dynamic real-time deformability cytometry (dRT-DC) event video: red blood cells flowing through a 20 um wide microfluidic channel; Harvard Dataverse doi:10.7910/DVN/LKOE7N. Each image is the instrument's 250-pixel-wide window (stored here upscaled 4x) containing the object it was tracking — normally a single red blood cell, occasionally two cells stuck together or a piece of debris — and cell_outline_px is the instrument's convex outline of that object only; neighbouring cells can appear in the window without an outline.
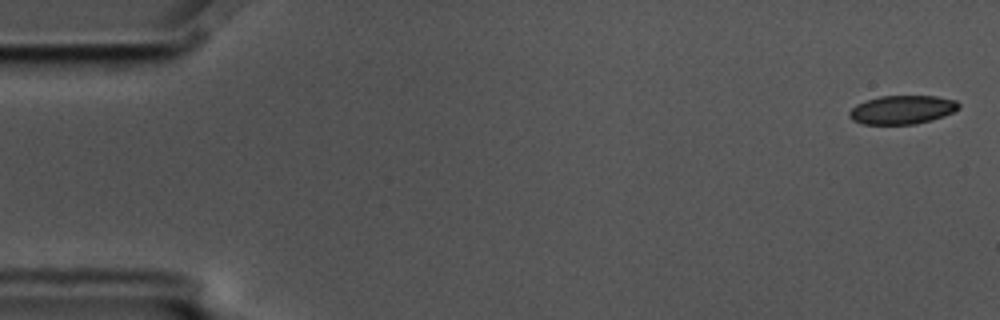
{"species": "common noctule bat (a hibernating species)", "species_latin": "Nyctalus noctula", "temperature_condition": "cold", "stored_images_in_passage": 5, "camera_frame_rate_fps": 3000, "um_per_image_px": 0.085, "animal": {"sex": "male", "body_mass_g": 17.5, "forearm_length_mm": 52.3}, "frame": {"image": 1, "passage_image": 1, "time_ms": 0.0, "image_size_px": [1000, 320], "cell_outline_px": [[960, 108], [944, 116], [932, 120], [916, 124], [864, 124], [852, 120], [848, 116], [848, 112], [856, 104], [880, 96], [936, 96], [956, 100], [960, 104]], "centroid_in_image_um": [76.69, 9.33], "position_along_channel_um": 8.3, "area_um2": 18.32}}
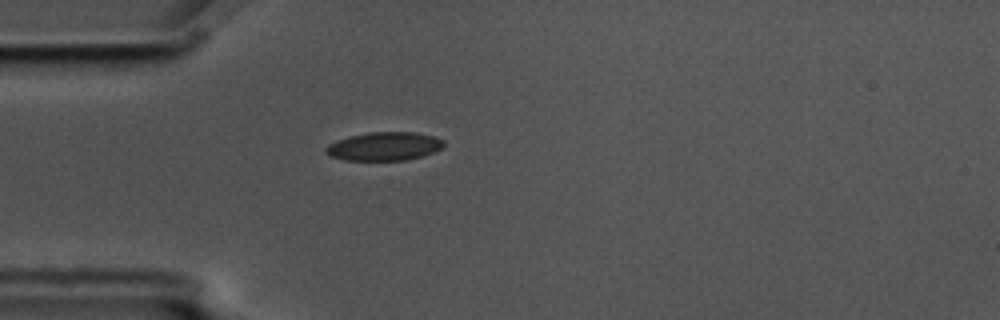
{"frame": {"image": 2, "passage_image": 5, "time_ms": 1.333, "image_size_px": [1000, 320], "cell_outline_px": [[444, 148], [420, 156], [404, 160], [344, 160], [332, 156], [324, 152], [324, 148], [328, 144], [336, 140], [348, 136], [368, 132], [416, 132], [432, 136], [444, 140]], "centroid_in_image_um": [32.63, 12.43], "position_along_channel_um": 52.4, "area_um2": 19.59}}